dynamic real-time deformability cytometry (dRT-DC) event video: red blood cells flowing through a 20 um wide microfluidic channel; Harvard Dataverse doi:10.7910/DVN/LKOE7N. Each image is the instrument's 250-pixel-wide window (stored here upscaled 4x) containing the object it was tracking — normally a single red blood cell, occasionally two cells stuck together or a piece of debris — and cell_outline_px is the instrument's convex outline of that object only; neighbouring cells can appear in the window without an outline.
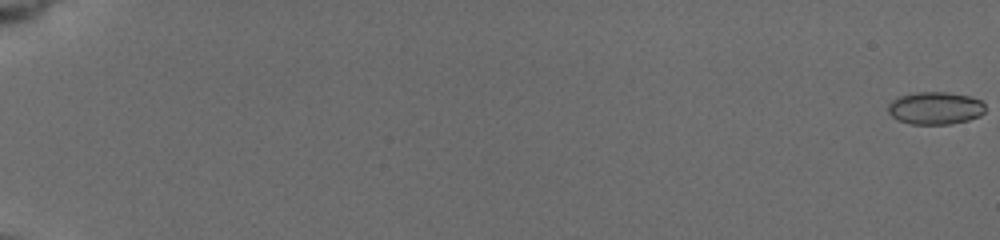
{"species": "common noctule bat (a hibernating species)", "species_latin": "Nyctalus noctula", "temperature_condition": "cold", "stored_images_in_passage": 32, "camera_frame_rate_fps": 3000, "um_per_image_px": 0.085, "animal": {"sex": "female", "body_mass_g": 19.5, "forearm_length_mm": 54.1}, "frame": {"image": 1, "passage_image": 1, "time_ms": 0.0, "image_size_px": [1000, 240], "cell_outline_px": [[984, 112], [980, 116], [968, 120], [948, 124], [908, 124], [892, 116], [888, 112], [888, 104], [892, 100], [900, 96], [916, 92], [948, 92], [968, 96], [980, 100], [984, 104]], "centroid_in_image_um": [79.49, 9.19], "position_along_channel_um": 5.5, "area_um2": 18.38}}
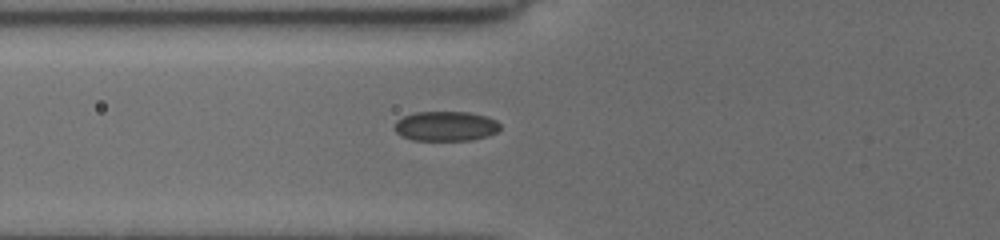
{"frame": {"image": 2, "passage_image": 19, "time_ms": 8.0, "image_size_px": [1000, 240], "cell_outline_px": [[500, 128], [496, 132], [488, 136], [468, 140], [412, 140], [396, 132], [392, 128], [396, 120], [404, 116], [416, 112], [468, 112], [484, 116], [496, 120], [500, 124]], "centroid_in_image_um": [37.86, 10.72], "position_along_channel_um": 87.9, "area_um2": 18.26}}
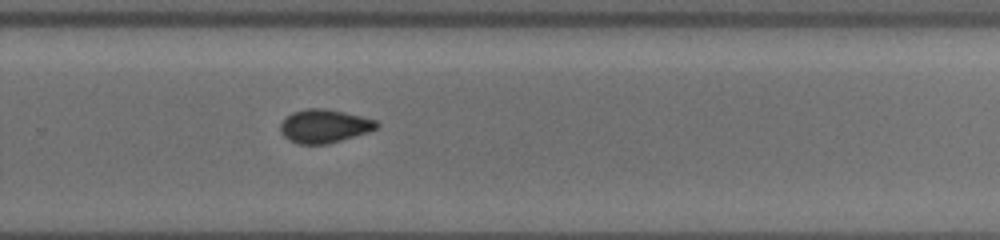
{"frame": {"image": 3, "passage_image": 32, "time_ms": 13.667, "image_size_px": [1000, 240], "cell_outline_px": [[380, 124], [376, 128], [368, 132], [328, 144], [296, 144], [288, 140], [280, 132], [280, 124], [292, 112], [308, 108], [324, 108], [344, 112], [376, 120]], "centroid_in_image_um": [27.55, 10.72], "position_along_channel_um": 302.3, "area_um2": 18.73}}